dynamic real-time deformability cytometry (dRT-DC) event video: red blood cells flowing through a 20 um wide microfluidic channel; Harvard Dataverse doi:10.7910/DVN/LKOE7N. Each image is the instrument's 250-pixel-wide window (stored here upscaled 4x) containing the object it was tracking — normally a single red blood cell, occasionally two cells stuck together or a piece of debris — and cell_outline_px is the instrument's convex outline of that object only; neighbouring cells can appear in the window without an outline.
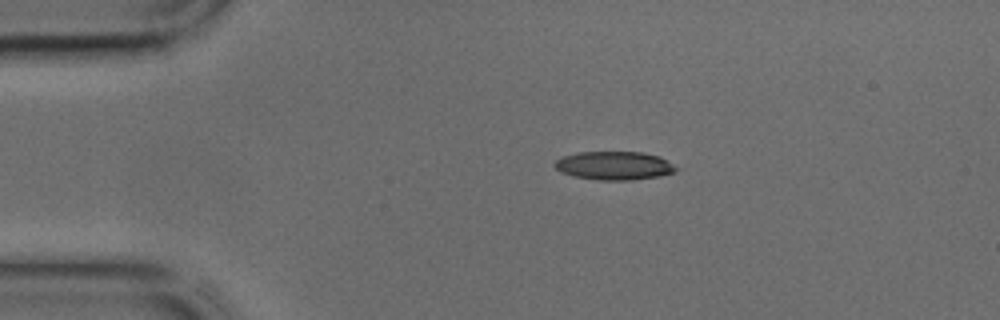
{"species": "common noctule bat (a hibernating species)", "species_latin": "Nyctalus noctula", "temperature_condition": "cold", "stored_images_in_passage": 36, "camera_frame_rate_fps": 3000, "um_per_image_px": 0.085, "animal": {"sex": "male", "body_mass_g": 17.9, "forearm_length_mm": 54.2}, "frame": {"image": 1, "passage_image": 1, "time_ms": 0.0, "image_size_px": [1000, 320], "cell_outline_px": [[680, 168], [676, 172], [660, 176], [632, 180], [600, 180], [572, 176], [560, 172], [552, 164], [560, 156], [576, 152], [644, 152], [660, 156]], "centroid_in_image_um": [52.21, 14.07], "position_along_channel_um": 32.8, "area_um2": 20.52}}
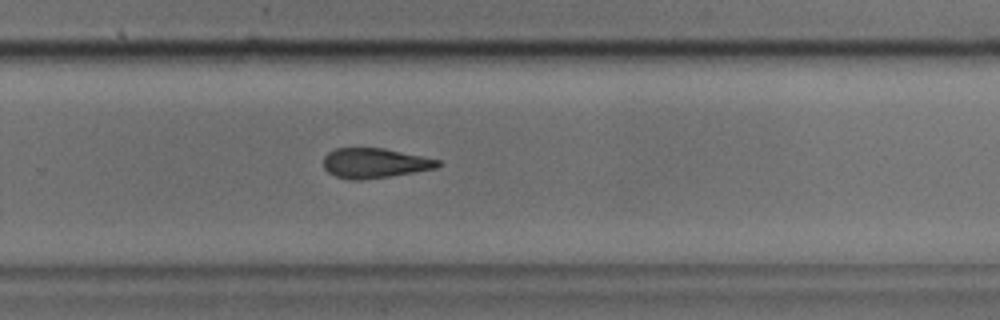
{"frame": {"image": 2, "passage_image": 21, "time_ms": 6.667, "image_size_px": [1000, 320], "cell_outline_px": [[440, 164], [436, 168], [388, 176], [360, 180], [352, 180], [336, 176], [328, 172], [324, 168], [324, 156], [328, 152], [336, 148], [384, 148], [440, 160]], "centroid_in_image_um": [31.81, 13.85], "position_along_channel_um": 298.0, "area_um2": 19.65}}
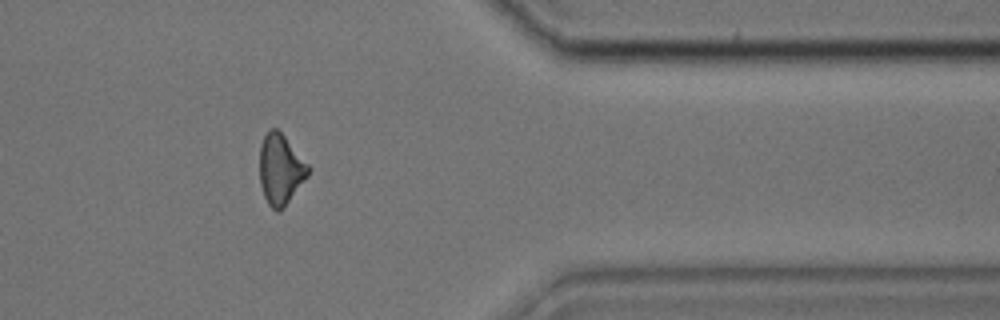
{"frame": {"image": 3, "passage_image": 28, "time_ms": 9.0, "image_size_px": [1000, 320], "cell_outline_px": [[312, 168], [308, 176], [284, 208], [280, 212], [276, 212], [268, 204], [264, 196], [260, 184], [260, 148], [264, 136], [272, 128], [276, 128], [284, 136]], "centroid_in_image_um": [23.86, 14.44], "position_along_channel_um": 387.5, "area_um2": 19.94}}